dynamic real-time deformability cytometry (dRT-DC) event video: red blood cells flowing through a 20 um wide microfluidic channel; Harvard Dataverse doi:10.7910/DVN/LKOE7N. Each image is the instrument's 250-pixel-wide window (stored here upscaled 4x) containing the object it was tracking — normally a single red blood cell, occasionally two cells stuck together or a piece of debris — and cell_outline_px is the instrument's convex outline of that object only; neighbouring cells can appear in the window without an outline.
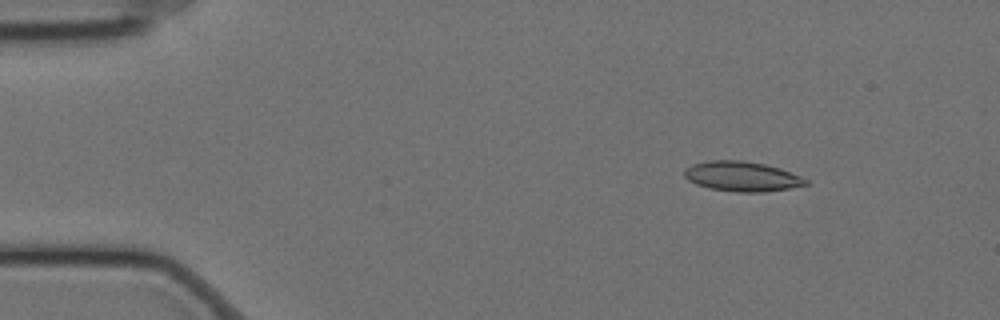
{"species": "Egyptian fruit bat (a non-hibernating species)", "species_latin": "Rousettus aegyptiacus", "temperature_condition": "cold", "stored_images_in_passage": 5, "camera_frame_rate_fps": 3000, "um_per_image_px": 0.085, "animal": {"sex": "female"}, "frame": {"image": 1, "passage_image": 3, "time_ms": 0.667, "image_size_px": [1000, 320], "cell_outline_px": [[808, 184], [792, 188], [764, 192], [736, 192], [708, 188], [696, 184], [688, 180], [684, 176], [684, 168], [692, 164], [708, 160], [740, 160], [764, 164], [780, 168], [800, 176], [808, 180]], "centroid_in_image_um": [63.04, 14.99], "position_along_channel_um": 22.0, "area_um2": 21.27}}